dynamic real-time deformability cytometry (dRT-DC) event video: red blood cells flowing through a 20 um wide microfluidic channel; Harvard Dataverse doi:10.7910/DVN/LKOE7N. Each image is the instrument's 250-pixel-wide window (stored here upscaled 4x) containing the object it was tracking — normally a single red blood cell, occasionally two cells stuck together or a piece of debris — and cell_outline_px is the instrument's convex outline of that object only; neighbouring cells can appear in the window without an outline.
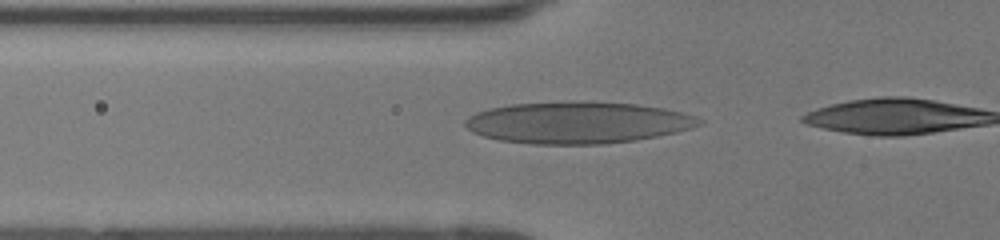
{"species": "human", "species_latin": "Homo sapiens", "temperature_condition": "room temperature", "stored_images_in_passage": 19, "camera_frame_rate_fps": 3000, "um_per_image_px": 0.085, "donor": {"sex": "female"}, "frame": {"image": 1, "passage_image": 2, "time_ms": 0.333, "image_size_px": [1000, 240], "cell_outline_px": [[704, 124], [692, 128], [676, 132], [636, 140], [604, 144], [532, 144], [500, 140], [484, 136], [472, 132], [464, 124], [464, 120], [468, 116], [476, 112], [488, 108], [512, 104], [636, 104], [664, 108], [696, 116], [704, 120]], "centroid_in_image_um": [49.11, 10.46], "position_along_channel_um": 76.7, "area_um2": 55.55}}
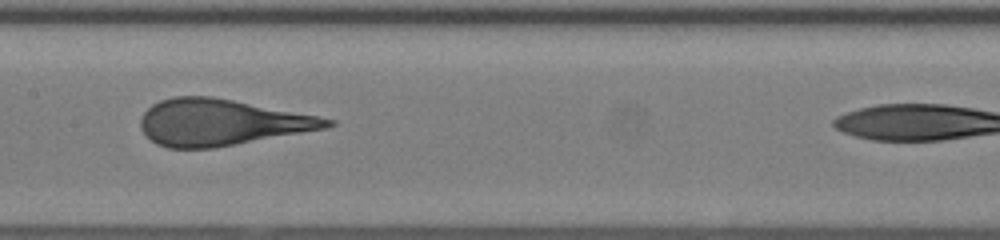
{"frame": {"image": 2, "passage_image": 10, "time_ms": 3.0, "image_size_px": [1000, 240], "cell_outline_px": [[336, 124], [324, 128], [212, 148], [168, 148], [156, 144], [140, 128], [140, 120], [144, 112], [152, 104], [160, 100], [176, 96], [212, 96], [316, 116], [336, 120]], "centroid_in_image_um": [18.73, 10.39], "position_along_channel_um": 188.7, "area_um2": 49.53}}
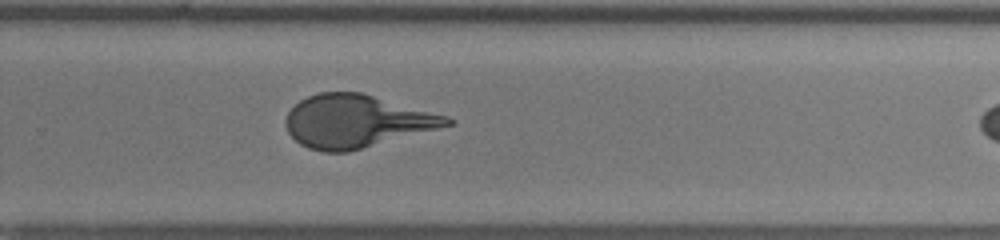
{"frame": {"image": 3, "passage_image": 18, "time_ms": 5.667, "image_size_px": [1000, 240], "cell_outline_px": [[456, 120], [452, 124], [348, 152], [324, 152], [308, 148], [300, 144], [288, 132], [284, 124], [284, 120], [288, 112], [300, 100], [308, 96], [320, 92], [360, 92], [448, 116]], "centroid_in_image_um": [30.25, 10.3], "position_along_channel_um": 299.5, "area_um2": 49.13}}